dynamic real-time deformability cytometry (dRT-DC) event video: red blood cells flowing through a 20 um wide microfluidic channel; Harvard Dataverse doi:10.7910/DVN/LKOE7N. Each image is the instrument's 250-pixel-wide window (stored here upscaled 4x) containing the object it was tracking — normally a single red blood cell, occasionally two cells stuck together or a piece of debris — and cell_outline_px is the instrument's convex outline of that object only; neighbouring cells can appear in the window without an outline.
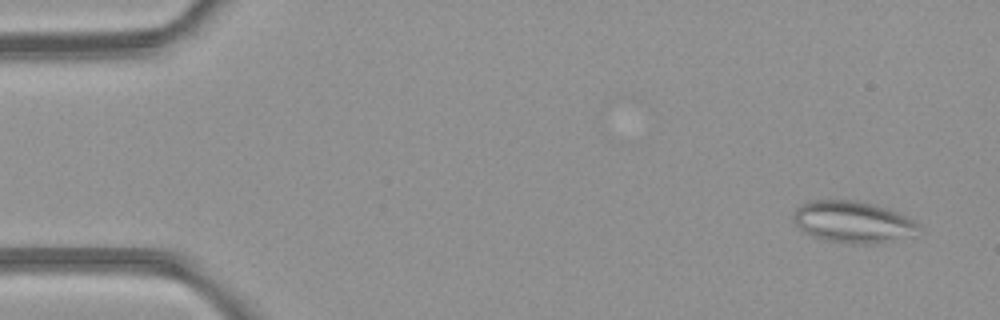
{"species": "common noctule bat (a hibernating species)", "species_latin": "Nyctalus noctula", "temperature_condition": "room temperature", "stored_images_in_passage": 5, "camera_frame_rate_fps": 3000, "um_per_image_px": 0.085, "animal": {"sex": "female", "body_mass_g": 21.9}, "frame": {"image": 1, "passage_image": 5, "time_ms": 5.667, "image_size_px": [1000, 320], "cell_outline_px": [[920, 228], [872, 244], [852, 244], [824, 240], [812, 236], [804, 232], [796, 224], [792, 216], [796, 208], [804, 200], [856, 200], [888, 208], [916, 220], [920, 224]], "centroid_in_image_um": [72.36, 18.82], "position_along_channel_um": 12.6, "area_um2": 29.82}}